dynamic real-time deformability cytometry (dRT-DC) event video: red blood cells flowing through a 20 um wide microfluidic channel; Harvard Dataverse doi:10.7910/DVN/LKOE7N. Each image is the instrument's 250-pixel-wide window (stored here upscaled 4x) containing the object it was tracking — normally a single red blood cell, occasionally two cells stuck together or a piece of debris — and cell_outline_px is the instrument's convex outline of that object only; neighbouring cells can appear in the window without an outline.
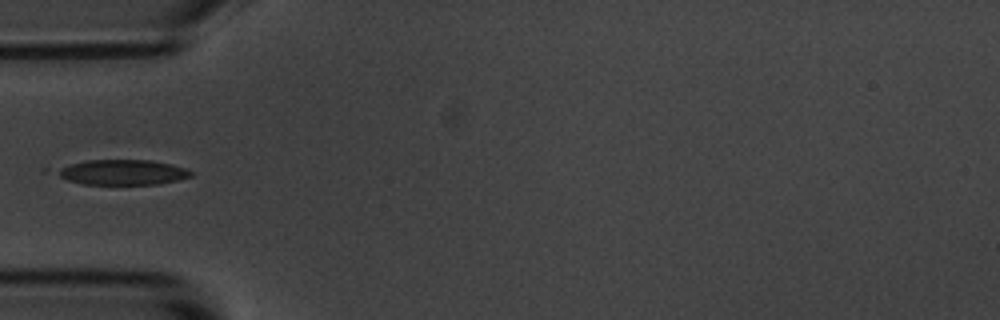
{"species": "common noctule bat (a hibernating species)", "species_latin": "Nyctalus noctula", "temperature_condition": "room temperature", "stored_images_in_passage": 19, "camera_frame_rate_fps": 3000, "um_per_image_px": 0.085, "animal": {"sex": "male", "body_mass_g": 20.1, "forearm_length_mm": 53.5}, "frame": {"image": 1, "passage_image": 1, "time_ms": 0.0, "image_size_px": [1000, 320], "cell_outline_px": [[192, 176], [180, 180], [160, 184], [84, 184], [68, 180], [40, 168], [88, 160], [152, 160], [172, 164], [184, 168], [192, 172]], "centroid_in_image_um": [10.2, 14.63], "position_along_channel_um": 74.8, "area_um2": 20.52}}
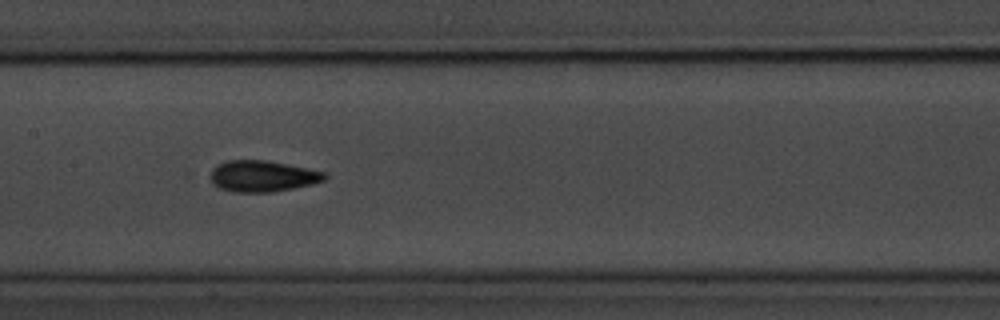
{"frame": {"image": 2, "passage_image": 10, "time_ms": 3.0, "image_size_px": [1000, 320], "cell_outline_px": [[328, 176], [324, 180], [312, 184], [272, 192], [236, 192], [220, 188], [212, 184], [212, 168], [216, 164], [224, 160], [268, 160], [328, 172]], "centroid_in_image_um": [22.33, 14.95], "position_along_channel_um": 185.1, "area_um2": 20.92}}
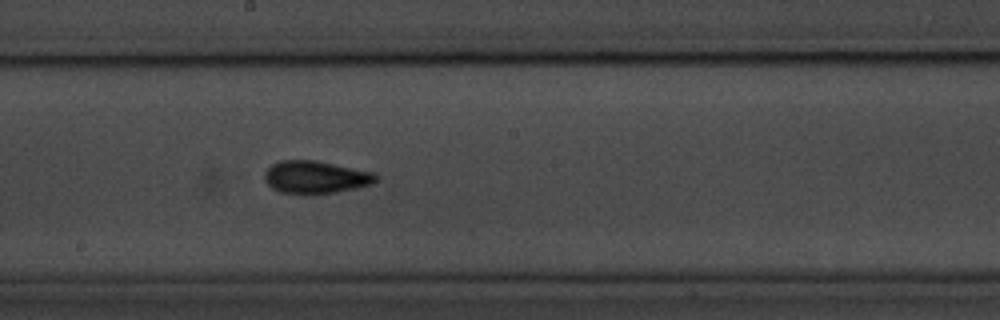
{"frame": {"image": 3, "passage_image": 13, "time_ms": 4.0, "image_size_px": [1000, 320], "cell_outline_px": [[380, 176], [376, 180], [368, 184], [356, 188], [336, 192], [312, 196], [304, 196], [280, 192], [272, 188], [264, 180], [264, 172], [272, 164], [280, 160], [316, 160], [372, 172]], "centroid_in_image_um": [26.77, 15.08], "position_along_channel_um": 221.4, "area_um2": 21.56}}